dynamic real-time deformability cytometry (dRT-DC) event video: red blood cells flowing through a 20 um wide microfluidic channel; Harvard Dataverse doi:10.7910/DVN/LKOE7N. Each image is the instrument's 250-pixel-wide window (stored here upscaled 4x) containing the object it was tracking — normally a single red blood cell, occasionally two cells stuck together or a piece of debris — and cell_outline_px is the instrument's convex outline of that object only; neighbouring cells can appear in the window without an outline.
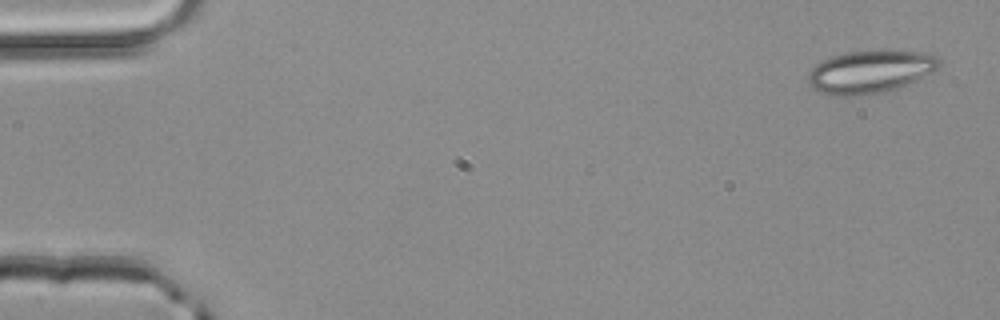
{"species": "common noctule bat (a hibernating species)", "species_latin": "Nyctalus noctula", "temperature_condition": "room temperature", "stored_images_in_passage": 4, "camera_frame_rate_fps": 3000, "um_per_image_px": 0.085, "animal": {"sex": "male", "body_mass_g": 20.4}, "frame": {"image": 1, "passage_image": 1, "time_ms": 0.0, "image_size_px": [1000, 320], "cell_outline_px": [[940, 64], [932, 72], [900, 88], [880, 92], [856, 96], [840, 96], [820, 92], [812, 88], [808, 84], [808, 72], [816, 64], [832, 56], [848, 52], [876, 48], [888, 48], [920, 52], [936, 56], [940, 60]], "centroid_in_image_um": [73.97, 6.06], "position_along_channel_um": 11.0, "area_um2": 33.23}}
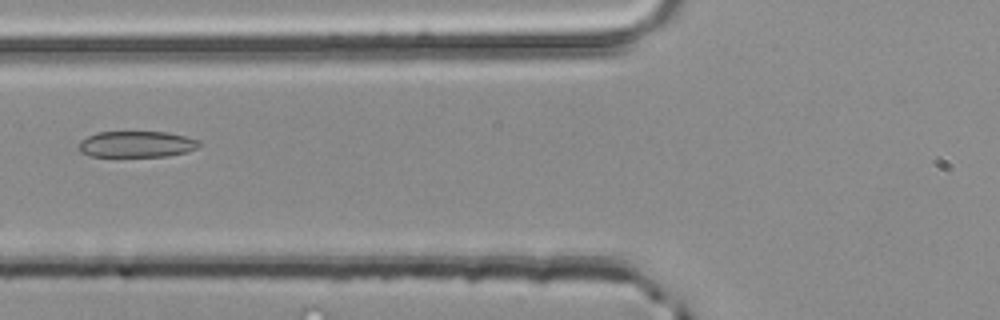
{"frame": {"image": 2, "passage_image": 4, "time_ms": 1.0, "image_size_px": [1000, 320], "cell_outline_px": [[204, 144], [188, 152], [168, 156], [88, 156], [80, 152], [76, 148], [80, 140], [96, 132], [168, 132], [200, 140]], "centroid_in_image_um": [11.61, 12.26], "position_along_channel_um": 114.2, "area_um2": 18.67}}